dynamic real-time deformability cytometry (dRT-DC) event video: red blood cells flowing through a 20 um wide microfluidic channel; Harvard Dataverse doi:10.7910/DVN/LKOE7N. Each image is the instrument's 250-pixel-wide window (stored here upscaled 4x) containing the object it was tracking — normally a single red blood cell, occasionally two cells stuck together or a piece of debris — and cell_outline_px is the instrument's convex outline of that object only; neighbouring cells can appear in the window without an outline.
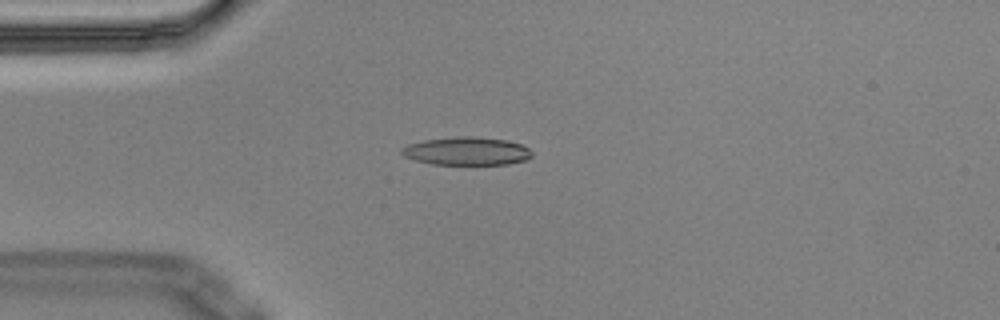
{"species": "Egyptian fruit bat (a non-hibernating species)", "species_latin": "Rousettus aegyptiacus", "temperature_condition": "cold", "stored_images_in_passage": 4, "camera_frame_rate_fps": 3000, "um_per_image_px": 0.085, "animal": {"sex": "male"}, "frame": {"image": 1, "passage_image": 4, "time_ms": 1.0, "image_size_px": [1000, 320], "cell_outline_px": [[532, 156], [528, 160], [508, 164], [432, 164], [416, 160], [404, 156], [400, 152], [400, 148], [408, 144], [424, 140], [460, 136], [472, 136], [508, 140], [520, 144], [528, 148], [532, 152]], "centroid_in_image_um": [39.68, 12.84], "position_along_channel_um": 45.3, "area_um2": 21.39}}